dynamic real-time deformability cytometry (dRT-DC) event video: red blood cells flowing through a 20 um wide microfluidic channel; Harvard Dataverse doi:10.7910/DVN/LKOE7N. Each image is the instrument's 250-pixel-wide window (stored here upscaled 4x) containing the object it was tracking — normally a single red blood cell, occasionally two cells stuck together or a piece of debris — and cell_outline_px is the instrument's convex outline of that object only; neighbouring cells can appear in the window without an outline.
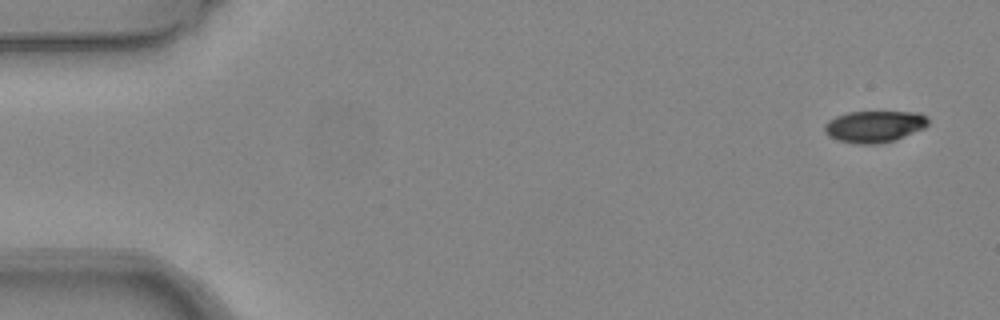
{"species": "common noctule bat (a hibernating species)", "species_latin": "Nyctalus noctula", "temperature_condition": "warm", "stored_images_in_passage": 6, "camera_frame_rate_fps": 3000, "um_per_image_px": 0.085, "animal": {"sex": "female", "body_mass_g": 24.6, "forearm_length_mm": 56.2}, "frame": {"image": 1, "passage_image": 1, "time_ms": 0.0, "image_size_px": [1000, 320], "cell_outline_px": [[928, 124], [924, 128], [896, 140], [880, 144], [856, 144], [836, 140], [828, 136], [824, 132], [824, 124], [828, 120], [836, 116], [848, 112], [920, 112], [928, 116]], "centroid_in_image_um": [74.31, 10.76], "position_along_channel_um": 10.7, "area_um2": 19.42}}
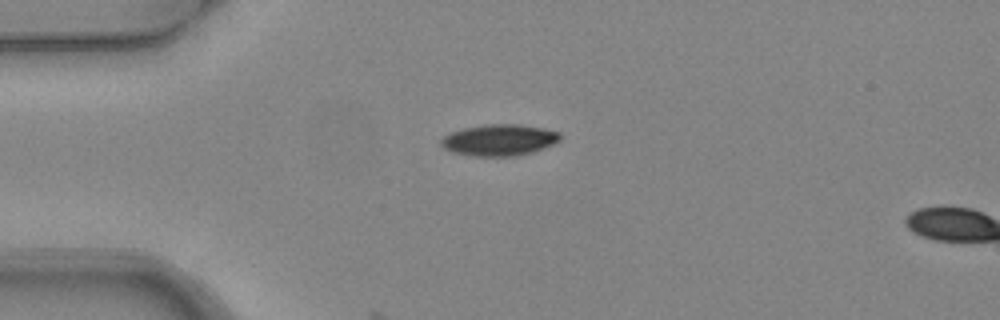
{"frame": {"image": 2, "passage_image": 4, "time_ms": 1.0, "image_size_px": [1000, 320], "cell_outline_px": [[560, 140], [544, 148], [532, 152], [516, 156], [472, 156], [452, 152], [444, 148], [440, 144], [440, 140], [444, 136], [452, 132], [464, 128], [484, 124], [520, 124], [544, 128], [560, 132]], "centroid_in_image_um": [42.43, 11.9], "position_along_channel_um": 42.6, "area_um2": 21.85}}
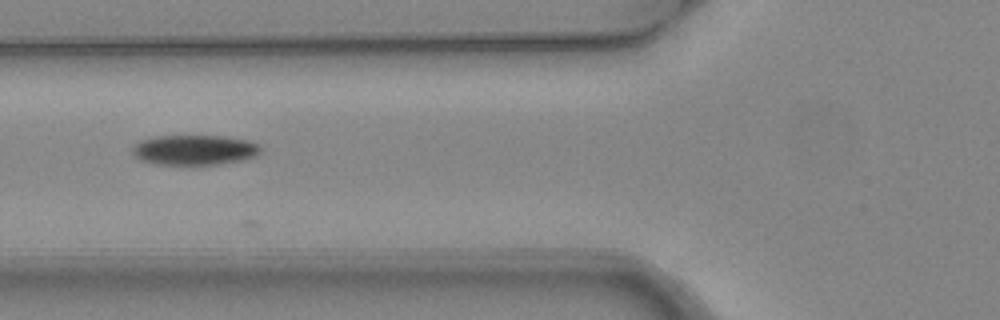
{"frame": {"image": 3, "passage_image": 6, "time_ms": 1.667, "image_size_px": [1000, 320], "cell_outline_px": [[260, 152], [256, 156], [244, 160], [196, 168], [192, 168], [156, 164], [140, 160], [132, 152], [132, 148], [140, 140], [156, 136], [224, 136], [248, 140], [260, 144]], "centroid_in_image_um": [16.54, 12.8], "position_along_channel_um": 109.3, "area_um2": 23.47}}